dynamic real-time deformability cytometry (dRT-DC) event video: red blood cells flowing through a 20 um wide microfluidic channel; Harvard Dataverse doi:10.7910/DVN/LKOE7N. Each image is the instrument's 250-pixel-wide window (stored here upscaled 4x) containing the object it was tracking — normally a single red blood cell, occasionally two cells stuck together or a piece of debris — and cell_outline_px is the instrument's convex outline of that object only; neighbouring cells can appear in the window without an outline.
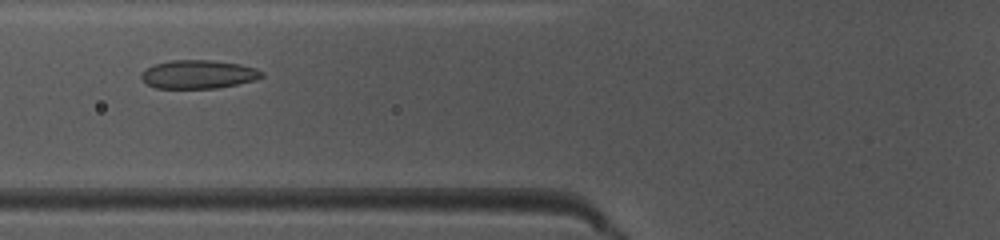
{"species": "common noctule bat (a hibernating species)", "species_latin": "Nyctalus noctula", "temperature_condition": "warm", "stored_images_in_passage": 31, "camera_frame_rate_fps": 3000, "um_per_image_px": 0.085, "animal": {"sex": "female", "body_mass_g": 10.0, "forearm_length_mm": 53.1}, "frame": {"image": 1, "passage_image": 5, "time_ms": 1.333, "image_size_px": [1000, 240], "cell_outline_px": [[264, 76], [252, 80], [236, 84], [216, 88], [156, 88], [148, 84], [140, 76], [148, 68], [156, 64], [172, 60], [212, 60], [240, 64], [256, 68], [264, 72]], "centroid_in_image_um": [16.89, 6.31], "position_along_channel_um": 108.9, "area_um2": 19.71}}
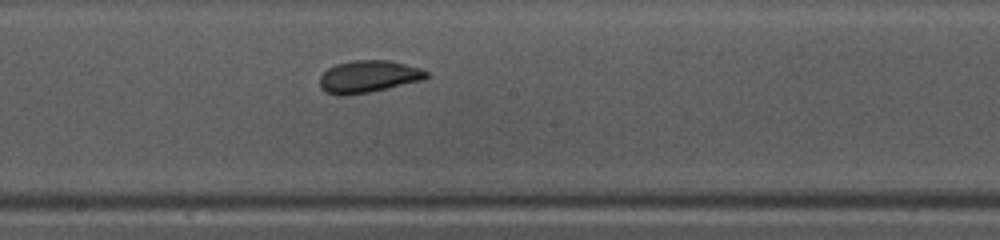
{"frame": {"image": 2, "passage_image": 13, "time_ms": 4.0, "image_size_px": [1000, 240], "cell_outline_px": [[428, 76], [424, 80], [388, 88], [348, 96], [336, 96], [324, 92], [320, 88], [320, 76], [328, 68], [336, 64], [352, 60], [388, 60], [420, 68], [428, 72]], "centroid_in_image_um": [31.28, 6.52], "position_along_channel_um": 216.9, "area_um2": 20.17}}
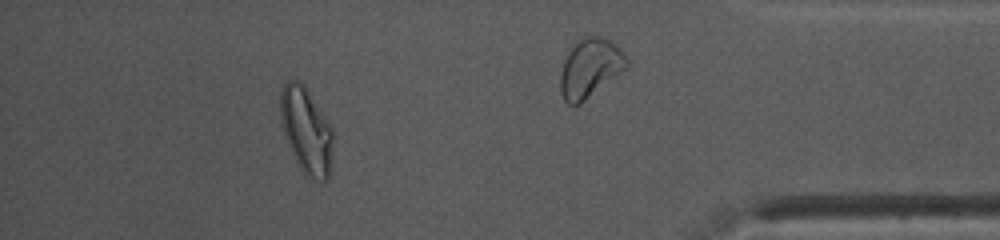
{"frame": {"image": 3, "passage_image": 26, "time_ms": 8.333, "image_size_px": [1000, 240], "cell_outline_px": [[332, 148], [328, 176], [324, 180], [312, 176], [304, 172], [300, 168], [284, 136], [280, 116], [280, 92], [284, 84], [288, 80], [296, 80], [304, 84], [332, 128]], "centroid_in_image_um": [26.0, 11.01], "position_along_channel_um": 409.2, "area_um2": 25.72}, "authors_computed_cell_mechanics": {"area_um2": 19.941, "velocity_mm_per_s": 4.0357, "shape_relaxation_time_tau1_ms": 2.6927, "shape_relaxation_time_tau2_ms": 1.6775, "deformation_change_tau1": 0.132, "deformation_change_tau2": 0.0677}}